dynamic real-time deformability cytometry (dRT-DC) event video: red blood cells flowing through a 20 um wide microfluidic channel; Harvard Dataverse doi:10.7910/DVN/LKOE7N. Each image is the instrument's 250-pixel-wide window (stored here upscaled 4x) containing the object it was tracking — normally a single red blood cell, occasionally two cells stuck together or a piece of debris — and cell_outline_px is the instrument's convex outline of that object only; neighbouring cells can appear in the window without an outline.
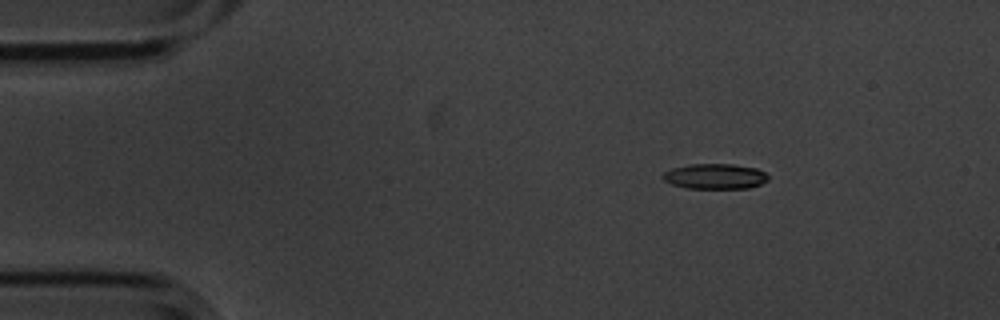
{"species": "common noctule bat (a hibernating species)", "species_latin": "Nyctalus noctula", "temperature_condition": "cold", "stored_images_in_passage": 49, "camera_frame_rate_fps": 3000, "um_per_image_px": 0.085, "animal": {"sex": "male", "body_mass_g": 20.1, "forearm_length_mm": 53.5}, "frame": {"image": 1, "passage_image": 1, "time_ms": 0.0, "image_size_px": [1000, 320], "cell_outline_px": [[768, 180], [760, 184], [748, 188], [688, 188], [672, 184], [664, 180], [660, 176], [664, 172], [672, 168], [688, 164], [732, 164], [756, 168], [764, 172], [768, 176]], "centroid_in_image_um": [60.75, 14.98], "position_along_channel_um": 24.2, "area_um2": 15.49}}
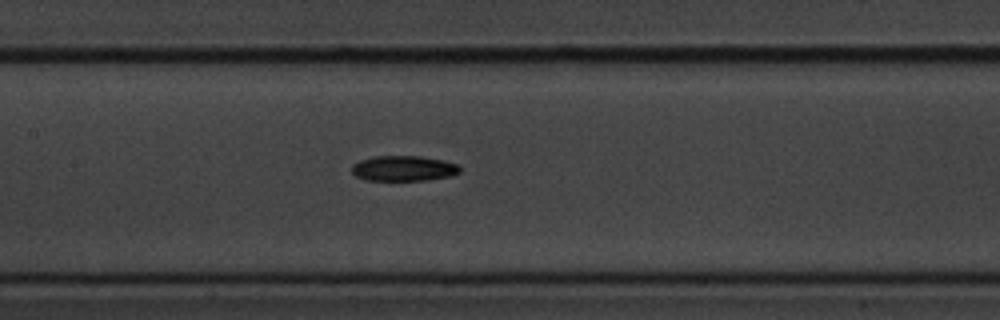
{"frame": {"image": 2, "passage_image": 19, "time_ms": 6.0, "image_size_px": [1000, 320], "cell_outline_px": [[460, 172], [448, 176], [428, 180], [364, 180], [356, 176], [352, 172], [352, 164], [360, 160], [376, 156], [420, 156], [444, 160], [460, 164]], "centroid_in_image_um": [34.31, 14.31], "position_along_channel_um": 173.1, "area_um2": 16.01}}
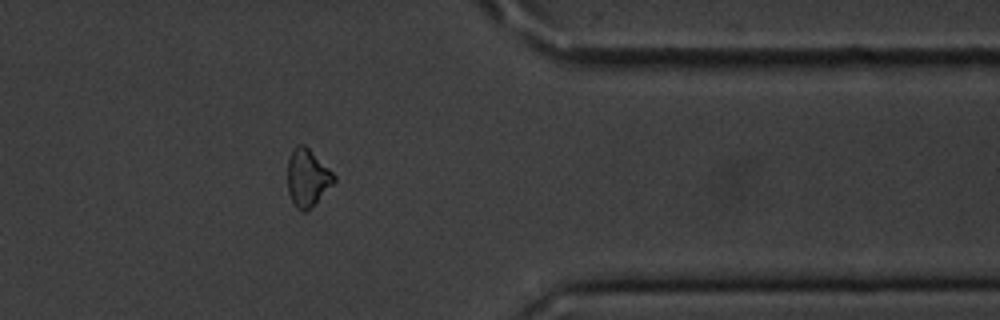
{"frame": {"image": 3, "passage_image": 38, "time_ms": 12.333, "image_size_px": [1000, 320], "cell_outline_px": [[336, 180], [304, 212], [300, 212], [296, 208], [288, 192], [288, 160], [292, 148], [296, 144], [304, 144], [336, 176]], "centroid_in_image_um": [26.09, 15.07], "position_along_channel_um": 385.3, "area_um2": 15.09}, "authors_computed_cell_mechanics": {"area_um2": 16.2418, "velocity_mm_per_s": 3.5776, "shape_relaxation_time_tau1_ms": 3.9434, "shape_relaxation_time_tau2_ms": null, "deformation_change_tau1": 0.1089, "deformation_change_tau2": null}}